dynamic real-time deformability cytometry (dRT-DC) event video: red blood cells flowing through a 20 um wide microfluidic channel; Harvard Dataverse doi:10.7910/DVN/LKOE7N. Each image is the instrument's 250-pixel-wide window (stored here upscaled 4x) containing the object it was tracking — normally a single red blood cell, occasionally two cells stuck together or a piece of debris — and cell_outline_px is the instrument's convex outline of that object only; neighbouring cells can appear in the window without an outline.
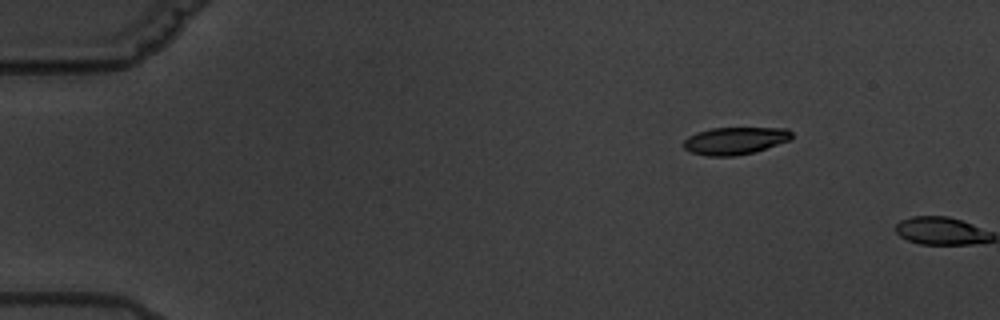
{"species": "common noctule bat (a hibernating species)", "species_latin": "Nyctalus noctula", "temperature_condition": "warm", "stored_images_in_passage": 2, "camera_frame_rate_fps": 3000, "um_per_image_px": 0.085, "animal": {"sex": "male", "body_mass_g": 19.5, "forearm_length_mm": 54.6}, "frame": {"image": 1, "passage_image": 1, "time_ms": 0.0, "image_size_px": [1000, 320], "cell_outline_px": [[792, 140], [756, 152], [736, 156], [708, 156], [692, 152], [684, 148], [684, 140], [688, 136], [696, 132], [712, 128], [788, 128], [792, 132]], "centroid_in_image_um": [62.52, 11.96], "position_along_channel_um": 22.5, "area_um2": 17.46}}